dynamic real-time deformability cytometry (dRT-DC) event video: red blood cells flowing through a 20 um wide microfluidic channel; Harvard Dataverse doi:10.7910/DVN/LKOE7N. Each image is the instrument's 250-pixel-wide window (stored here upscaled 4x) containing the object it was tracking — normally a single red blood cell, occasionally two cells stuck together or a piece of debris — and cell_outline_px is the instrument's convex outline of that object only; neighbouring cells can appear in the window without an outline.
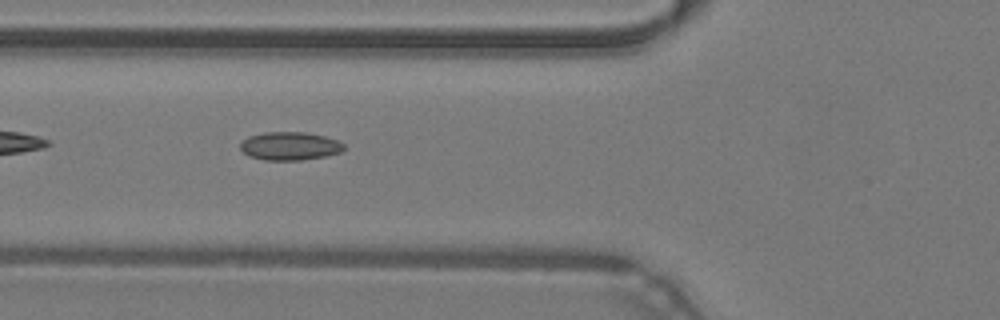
{"species": "common noctule bat (a hibernating species)", "species_latin": "Nyctalus noctula", "temperature_condition": "warm", "stored_images_in_passage": 31, "camera_frame_rate_fps": 3000, "um_per_image_px": 0.085, "animal": {"sex": "male", "body_mass_g": 19.2, "forearm_length_mm": 51.8}, "frame": {"image": 1, "passage_image": 5, "time_ms": 1.333, "image_size_px": [1000, 320], "cell_outline_px": [[344, 148], [340, 152], [324, 156], [300, 160], [264, 160], [248, 156], [240, 148], [240, 144], [248, 136], [264, 132], [308, 132], [324, 136], [336, 140], [344, 144]], "centroid_in_image_um": [24.61, 12.41], "position_along_channel_um": 101.2, "area_um2": 16.99}}
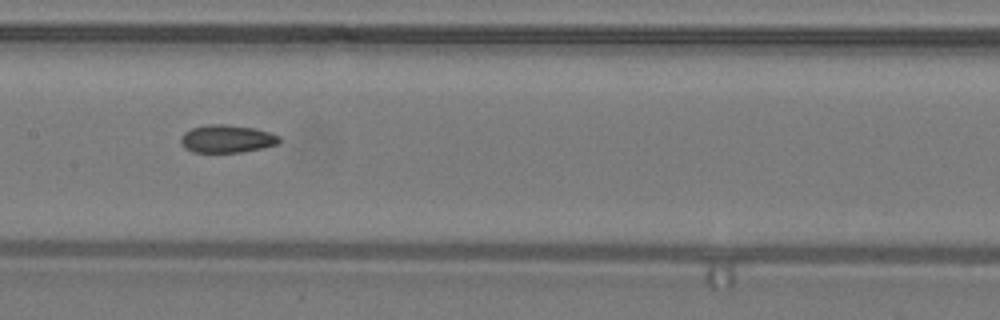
{"frame": {"image": 2, "passage_image": 11, "time_ms": 3.333, "image_size_px": [1000, 320], "cell_outline_px": [[280, 140], [276, 144], [260, 148], [240, 152], [192, 152], [184, 148], [180, 140], [184, 132], [192, 128], [208, 124], [224, 124], [252, 128], [268, 132], [280, 136]], "centroid_in_image_um": [19.24, 11.8], "position_along_channel_um": 188.2, "area_um2": 15.72}}
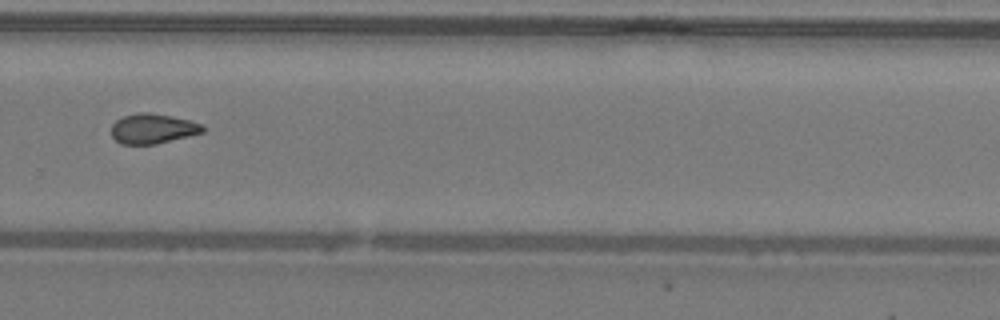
{"frame": {"image": 3, "passage_image": 20, "time_ms": 6.333, "image_size_px": [1000, 320], "cell_outline_px": [[204, 132], [156, 144], [120, 144], [112, 136], [112, 124], [116, 120], [124, 116], [140, 112], [148, 112], [172, 116], [204, 124]], "centroid_in_image_um": [12.99, 10.93], "position_along_channel_um": 316.8, "area_um2": 15.9}}